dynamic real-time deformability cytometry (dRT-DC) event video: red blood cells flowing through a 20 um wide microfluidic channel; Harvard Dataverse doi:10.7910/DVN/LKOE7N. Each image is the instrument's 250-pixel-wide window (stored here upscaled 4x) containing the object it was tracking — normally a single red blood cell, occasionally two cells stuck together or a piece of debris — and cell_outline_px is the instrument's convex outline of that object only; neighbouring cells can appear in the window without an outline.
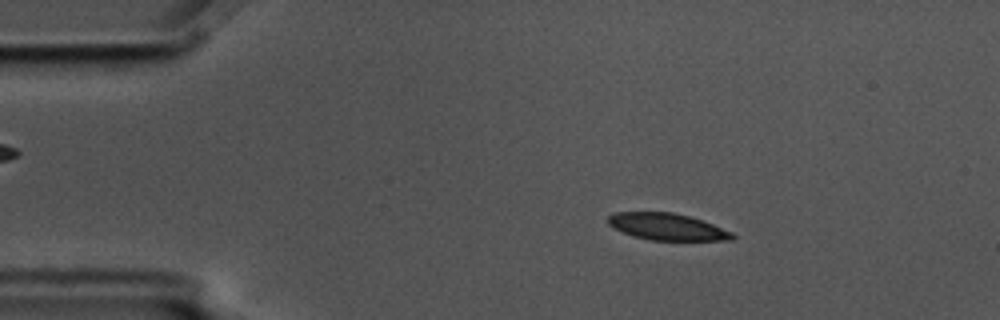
{"species": "common noctule bat (a hibernating species)", "species_latin": "Nyctalus noctula", "temperature_condition": "cold", "stored_images_in_passage": 4, "camera_frame_rate_fps": 3000, "um_per_image_px": 0.085, "animal": {"sex": "male", "body_mass_g": 17.5, "forearm_length_mm": 52.3}, "frame": {"image": 1, "passage_image": 2, "time_ms": 0.333, "image_size_px": [1000, 320], "cell_outline_px": [[736, 236], [732, 240], [648, 240], [632, 236], [612, 228], [608, 224], [608, 216], [612, 212], [672, 212], [688, 216], [712, 224], [732, 232]], "centroid_in_image_um": [56.65, 19.27], "position_along_channel_um": 28.4, "area_um2": 19.42}}